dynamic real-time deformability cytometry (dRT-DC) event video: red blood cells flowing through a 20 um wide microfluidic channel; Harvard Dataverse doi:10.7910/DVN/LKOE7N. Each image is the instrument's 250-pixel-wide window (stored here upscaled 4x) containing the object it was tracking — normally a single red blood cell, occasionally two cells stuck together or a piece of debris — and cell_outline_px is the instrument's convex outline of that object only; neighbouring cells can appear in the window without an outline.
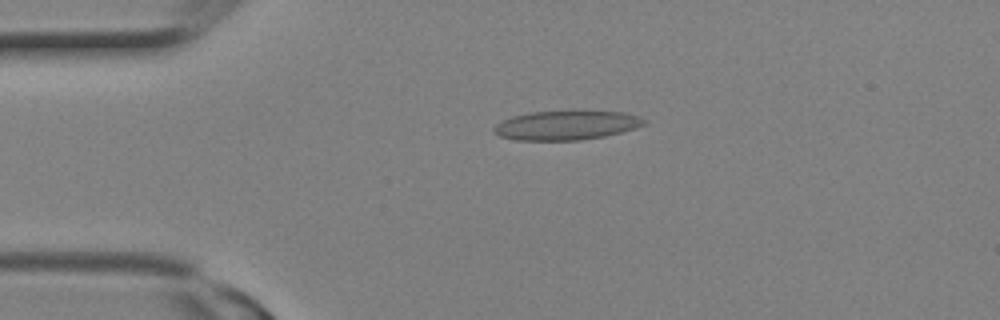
{"species": "Egyptian fruit bat (a non-hibernating species)", "species_latin": "Rousettus aegyptiacus", "temperature_condition": "room temperature", "stored_images_in_passage": 4, "camera_frame_rate_fps": 3000, "um_per_image_px": 0.085, "animal": {"sex": "female"}, "frame": {"image": 1, "passage_image": 2, "time_ms": 0.333, "image_size_px": [1000, 320], "cell_outline_px": [[648, 120], [644, 124], [636, 128], [604, 136], [580, 140], [516, 140], [500, 136], [492, 132], [492, 128], [500, 120], [512, 116], [528, 112], [624, 112]], "centroid_in_image_um": [48.07, 10.66], "position_along_channel_um": 36.9, "area_um2": 25.32}}